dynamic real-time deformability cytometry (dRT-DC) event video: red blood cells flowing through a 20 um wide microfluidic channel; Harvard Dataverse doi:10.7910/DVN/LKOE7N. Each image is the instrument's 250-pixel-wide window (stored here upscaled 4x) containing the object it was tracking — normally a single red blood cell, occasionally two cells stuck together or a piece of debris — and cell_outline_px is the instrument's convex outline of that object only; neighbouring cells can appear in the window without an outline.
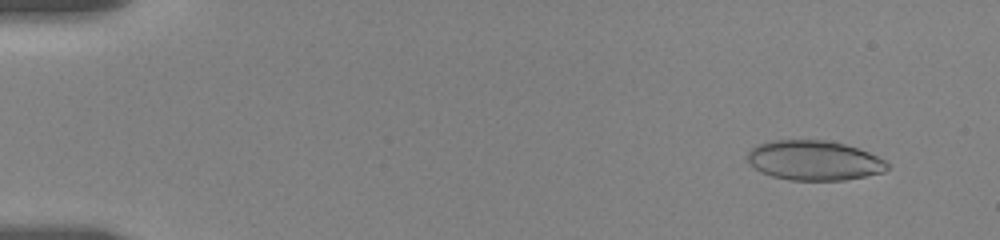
{"species": "human", "species_latin": "Homo sapiens", "temperature_condition": "room temperature", "stored_images_in_passage": 20, "camera_frame_rate_fps": 3000, "um_per_image_px": 0.085, "donor": {"sex": "female"}, "frame": {"image": 1, "passage_image": 4, "time_ms": 1.333, "image_size_px": [1000, 240], "cell_outline_px": [[888, 168], [884, 172], [844, 180], [788, 180], [772, 176], [760, 172], [748, 160], [748, 152], [752, 148], [760, 144], [772, 140], [828, 140], [844, 144], [868, 152], [884, 160], [888, 164]], "centroid_in_image_um": [69.2, 13.64], "position_along_channel_um": 15.8, "area_um2": 32.14}}
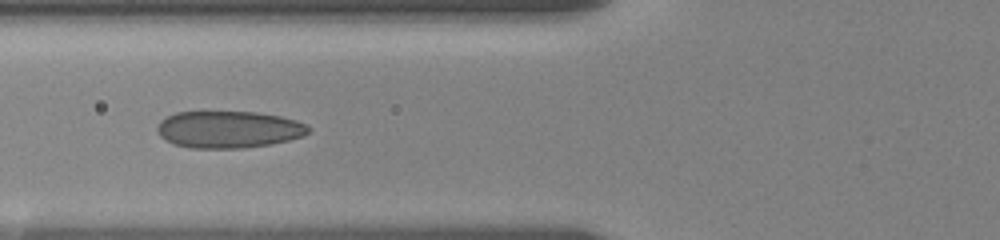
{"frame": {"image": 2, "passage_image": 16, "time_ms": 7.333, "image_size_px": [1000, 240], "cell_outline_px": [[308, 132], [304, 136], [272, 144], [244, 148], [188, 148], [172, 144], [164, 140], [156, 132], [156, 128], [160, 120], [176, 112], [256, 112], [280, 116], [296, 120], [308, 124]], "centroid_in_image_um": [19.4, 11.01], "position_along_channel_um": 106.4, "area_um2": 32.89}}
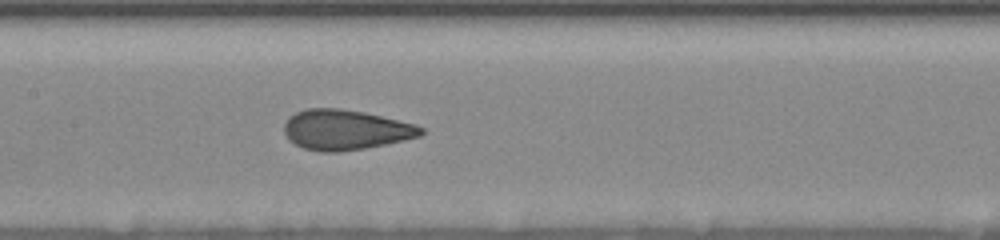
{"frame": {"image": 3, "passage_image": 20, "time_ms": 9.333, "image_size_px": [1000, 240], "cell_outline_px": [[424, 132], [420, 136], [404, 140], [364, 148], [336, 152], [320, 152], [304, 148], [288, 140], [284, 132], [284, 124], [296, 112], [308, 108], [340, 108], [364, 112], [416, 124], [424, 128]], "centroid_in_image_um": [29.37, 11.03], "position_along_channel_um": 178.0, "area_um2": 31.85}}